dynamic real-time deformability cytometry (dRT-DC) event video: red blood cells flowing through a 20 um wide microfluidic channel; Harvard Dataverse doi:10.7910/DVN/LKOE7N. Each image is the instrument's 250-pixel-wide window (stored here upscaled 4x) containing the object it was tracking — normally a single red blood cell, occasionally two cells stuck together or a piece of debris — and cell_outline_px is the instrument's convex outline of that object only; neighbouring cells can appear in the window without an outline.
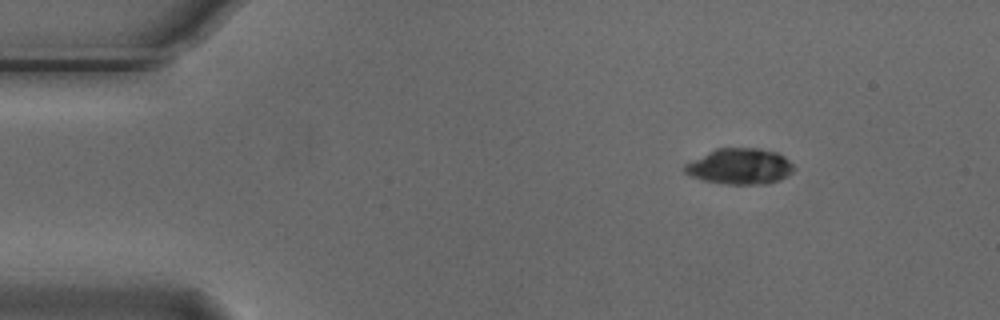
{"species": "Egyptian fruit bat (a non-hibernating species)", "species_latin": "Rousettus aegyptiacus", "temperature_condition": "cold", "stored_images_in_passage": 4, "segment_of_instrument_passage": [1, 2], "camera_frame_rate_fps": 3000, "um_per_image_px": 0.085, "animal": {"sex": "male"}, "frame": {"image": 1, "passage_image": 1, "time_ms": 0.0, "image_size_px": [1000, 320], "cell_outline_px": [[796, 168], [788, 176], [780, 180], [768, 184], [724, 184], [704, 180], [692, 176], [684, 172], [680, 168], [684, 164], [716, 148], [760, 148], [776, 152], [784, 156]], "centroid_in_image_um": [62.89, 14.14], "position_along_channel_um": 22.1, "area_um2": 23.0}}